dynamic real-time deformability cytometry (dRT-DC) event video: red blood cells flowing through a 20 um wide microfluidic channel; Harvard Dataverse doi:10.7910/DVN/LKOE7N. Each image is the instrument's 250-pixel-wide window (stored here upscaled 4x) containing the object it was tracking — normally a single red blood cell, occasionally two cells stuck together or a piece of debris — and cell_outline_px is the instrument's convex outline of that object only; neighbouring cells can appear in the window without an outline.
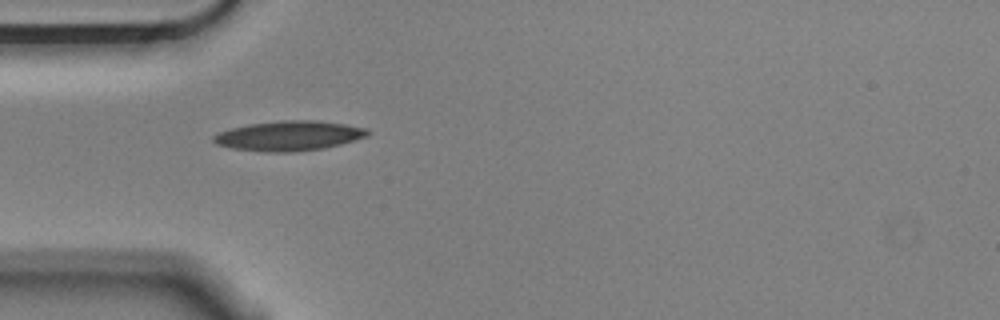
{"species": "Egyptian fruit bat (a non-hibernating species)", "species_latin": "Rousettus aegyptiacus", "temperature_condition": "cold", "stored_images_in_passage": 1, "camera_frame_rate_fps": 3000, "um_per_image_px": 0.085, "animal": {"sex": "male"}, "frame": {"image": 1, "passage_image": 1, "time_ms": 0.0, "image_size_px": [1000, 320], "cell_outline_px": [[368, 136], [340, 144], [324, 148], [296, 152], [264, 152], [232, 148], [216, 144], [212, 140], [212, 136], [220, 132], [232, 128], [248, 124], [284, 120], [316, 120], [344, 124], [368, 128]], "centroid_in_image_um": [24.55, 11.54], "position_along_channel_um": 60.4, "area_um2": 26.76}}